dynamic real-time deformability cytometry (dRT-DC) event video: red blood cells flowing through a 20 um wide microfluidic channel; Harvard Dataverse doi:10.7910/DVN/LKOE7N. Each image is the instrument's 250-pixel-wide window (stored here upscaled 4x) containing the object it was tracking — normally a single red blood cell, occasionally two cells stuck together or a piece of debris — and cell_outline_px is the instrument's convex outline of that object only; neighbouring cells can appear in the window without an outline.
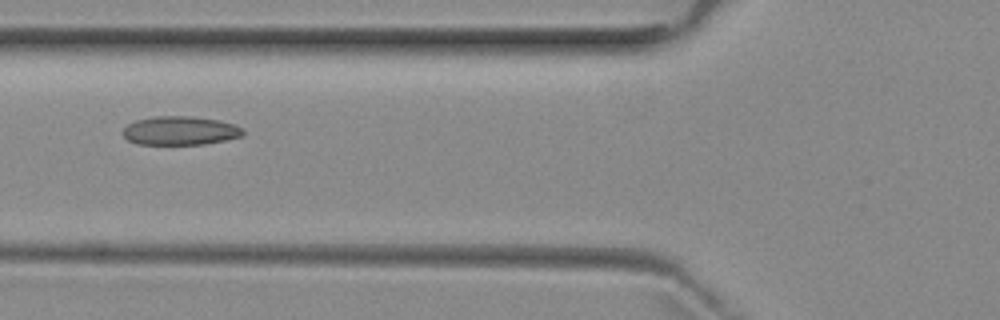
{"species": "common noctule bat (a hibernating species)", "species_latin": "Nyctalus noctula", "temperature_condition": "room temperature", "stored_images_in_passage": 6, "camera_frame_rate_fps": 3000, "um_per_image_px": 0.085, "animal": {"sex": "female", "body_mass_g": 29.2, "forearm_length_mm": 56.3}, "frame": {"image": 1, "passage_image": 6, "time_ms": 5.667, "image_size_px": [1000, 320], "cell_outline_px": [[244, 132], [240, 136], [224, 140], [204, 144], [136, 144], [128, 140], [124, 136], [124, 128], [128, 124], [136, 120], [152, 116], [192, 116], [220, 120], [236, 124], [244, 128]], "centroid_in_image_um": [15.33, 11.09], "position_along_channel_um": 110.5, "area_um2": 20.17}}